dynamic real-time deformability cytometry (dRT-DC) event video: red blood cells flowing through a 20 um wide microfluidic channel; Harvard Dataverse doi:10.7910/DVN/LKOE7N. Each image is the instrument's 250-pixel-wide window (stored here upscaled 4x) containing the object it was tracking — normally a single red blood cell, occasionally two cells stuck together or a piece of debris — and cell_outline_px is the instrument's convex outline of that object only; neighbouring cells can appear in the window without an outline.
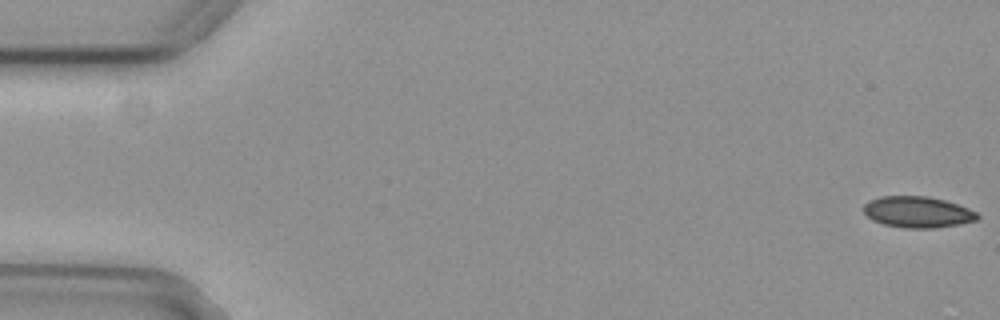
{"species": "common noctule bat (a hibernating species)", "species_latin": "Nyctalus noctula", "temperature_condition": "cold", "stored_images_in_passage": 11, "camera_frame_rate_fps": 3000, "um_per_image_px": 0.085, "animal": {"sex": "female", "body_mass_g": 29.2, "forearm_length_mm": 56.3}, "frame": {"image": 1, "passage_image": 1, "time_ms": 0.0, "image_size_px": [1000, 320], "cell_outline_px": [[980, 216], [976, 220], [936, 228], [904, 228], [884, 224], [872, 220], [864, 212], [864, 204], [868, 200], [880, 196], [928, 196], [944, 200], [968, 208], [976, 212]], "centroid_in_image_um": [77.96, 18.02], "position_along_channel_um": 7.0, "area_um2": 20.58}}